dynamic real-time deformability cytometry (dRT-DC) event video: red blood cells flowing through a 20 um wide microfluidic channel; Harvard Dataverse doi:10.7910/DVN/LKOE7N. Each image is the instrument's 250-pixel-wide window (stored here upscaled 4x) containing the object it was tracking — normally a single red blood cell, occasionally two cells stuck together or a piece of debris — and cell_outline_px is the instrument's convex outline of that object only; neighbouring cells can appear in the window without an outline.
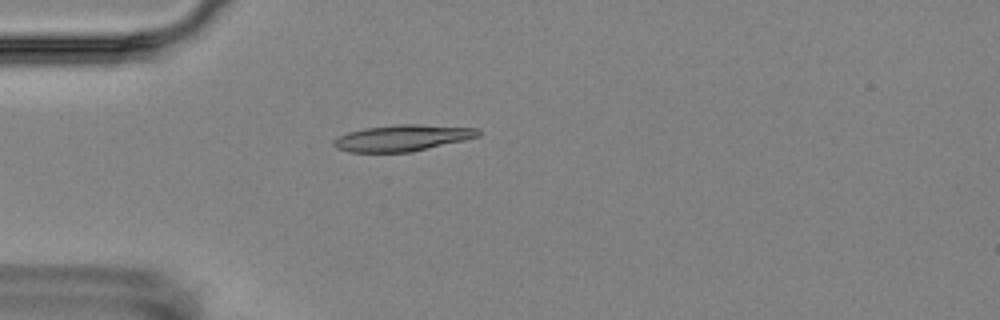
{"species": "Egyptian fruit bat (a non-hibernating species)", "species_latin": "Rousettus aegyptiacus", "temperature_condition": "room temperature", "stored_images_in_passage": 5, "camera_frame_rate_fps": 3000, "um_per_image_px": 0.085, "animal": {"sex": "female"}, "frame": {"image": 1, "passage_image": 4, "time_ms": 3.333, "image_size_px": [1000, 320], "cell_outline_px": [[480, 136], [464, 140], [412, 152], [348, 152], [336, 148], [332, 144], [332, 140], [336, 136], [348, 132], [364, 128], [396, 124], [416, 124], [480, 128]], "centroid_in_image_um": [34.17, 11.72], "position_along_channel_um": 50.8, "area_um2": 22.37}}